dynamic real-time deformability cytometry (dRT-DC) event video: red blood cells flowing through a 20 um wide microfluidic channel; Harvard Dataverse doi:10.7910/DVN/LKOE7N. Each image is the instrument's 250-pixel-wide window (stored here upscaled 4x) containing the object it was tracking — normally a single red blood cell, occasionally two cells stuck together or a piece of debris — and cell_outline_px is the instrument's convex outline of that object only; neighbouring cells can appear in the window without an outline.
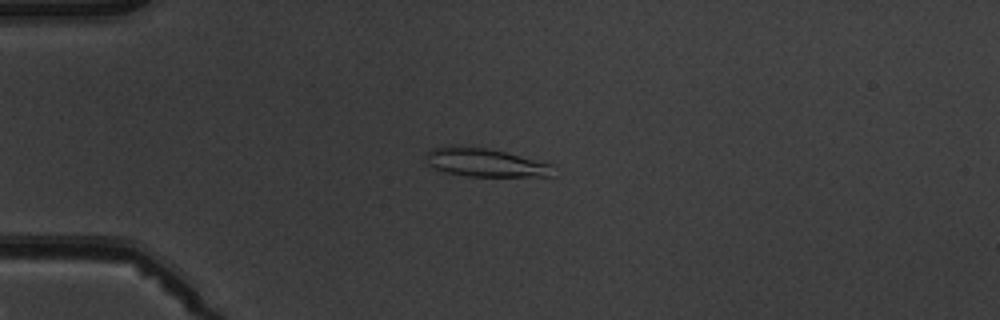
{"species": "common noctule bat (a hibernating species)", "species_latin": "Nyctalus noctula", "temperature_condition": "warm", "stored_images_in_passage": 8, "camera_frame_rate_fps": 3000, "um_per_image_px": 0.085, "animal": {"sex": "male", "body_mass_g": 19.5, "forearm_length_mm": 54.6}, "frame": {"image": 1, "passage_image": 4, "time_ms": 4.333, "image_size_px": [1000, 320], "cell_outline_px": [[556, 176], [464, 176], [444, 172], [428, 164], [424, 160], [424, 152], [432, 148], [488, 148], [552, 164]], "centroid_in_image_um": [41.26, 13.85], "position_along_channel_um": 43.7, "area_um2": 20.63}}
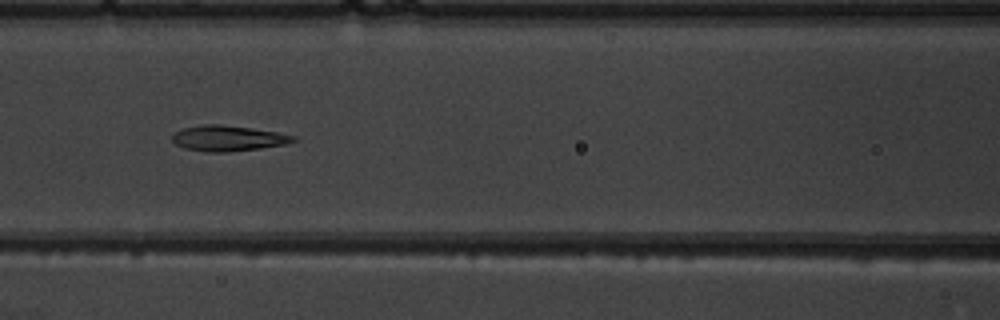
{"frame": {"image": 2, "passage_image": 7, "time_ms": 7.667, "image_size_px": [1000, 320], "cell_outline_px": [[296, 140], [284, 144], [260, 148], [228, 152], [204, 152], [184, 148], [176, 144], [172, 140], [172, 136], [176, 132], [184, 128], [200, 124], [220, 124], [252, 128], [276, 132], [296, 136]], "centroid_in_image_um": [19.35, 11.75], "position_along_channel_um": 147.2, "area_um2": 17.98}}
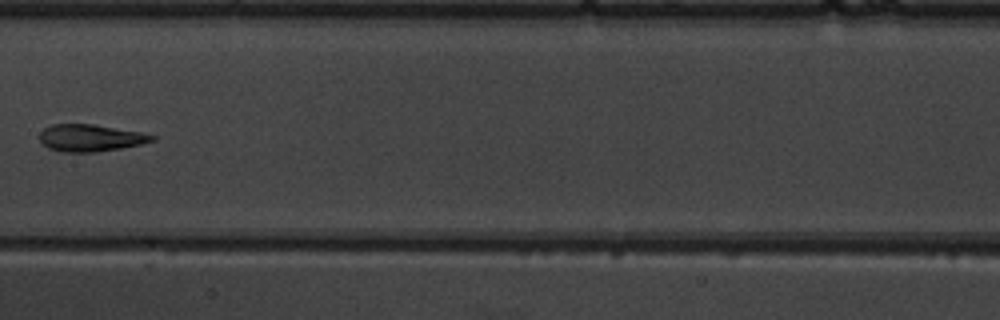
{"frame": {"image": 3, "passage_image": 8, "time_ms": 9.0, "image_size_px": [1000, 320], "cell_outline_px": [[156, 140], [140, 144], [120, 148], [96, 152], [60, 152], [48, 148], [40, 140], [40, 132], [44, 128], [52, 124], [92, 124], [140, 132], [156, 136]], "centroid_in_image_um": [7.67, 11.72], "position_along_channel_um": 199.7, "area_um2": 17.63}}